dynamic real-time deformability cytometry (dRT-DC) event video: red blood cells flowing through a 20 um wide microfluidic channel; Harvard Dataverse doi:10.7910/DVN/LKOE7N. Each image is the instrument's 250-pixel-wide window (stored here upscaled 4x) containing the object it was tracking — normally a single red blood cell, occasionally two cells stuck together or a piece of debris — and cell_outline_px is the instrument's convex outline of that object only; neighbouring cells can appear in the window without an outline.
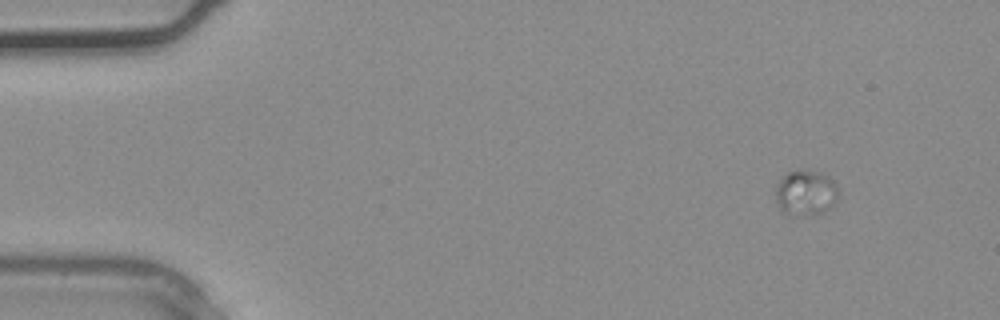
{"species": "common noctule bat (a hibernating species)", "species_latin": "Nyctalus noctula", "temperature_condition": "warm", "stored_images_in_passage": 3, "camera_frame_rate_fps": 3000, "um_per_image_px": 0.085, "animal": {"sex": "male", "body_mass_g": 20.4}, "frame": {"image": 1, "passage_image": 1, "time_ms": 0.0, "image_size_px": [1000, 320], "cell_outline_px": [[836, 196], [832, 204], [824, 212], [816, 216], [808, 216], [788, 212], [780, 208], [776, 200], [776, 184], [788, 172], [820, 172], [828, 176], [836, 184]], "centroid_in_image_um": [68.48, 16.41], "position_along_channel_um": 16.5, "area_um2": 15.95}}
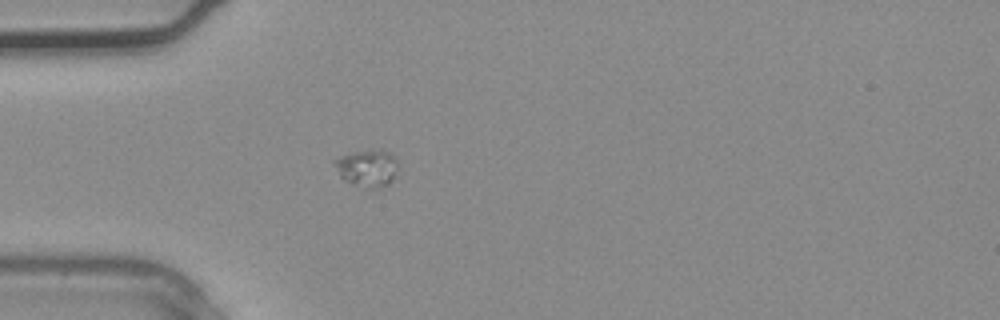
{"frame": {"image": 2, "passage_image": 3, "time_ms": 0.667, "image_size_px": [1000, 320], "cell_outline_px": [[400, 168], [392, 180], [388, 184], [376, 188], [372, 188], [344, 180], [340, 176], [332, 160], [340, 156], [352, 152], [372, 148], [380, 148], [392, 152], [396, 156]], "centroid_in_image_um": [31.29, 14.21], "position_along_channel_um": 53.7, "area_um2": 14.1}}